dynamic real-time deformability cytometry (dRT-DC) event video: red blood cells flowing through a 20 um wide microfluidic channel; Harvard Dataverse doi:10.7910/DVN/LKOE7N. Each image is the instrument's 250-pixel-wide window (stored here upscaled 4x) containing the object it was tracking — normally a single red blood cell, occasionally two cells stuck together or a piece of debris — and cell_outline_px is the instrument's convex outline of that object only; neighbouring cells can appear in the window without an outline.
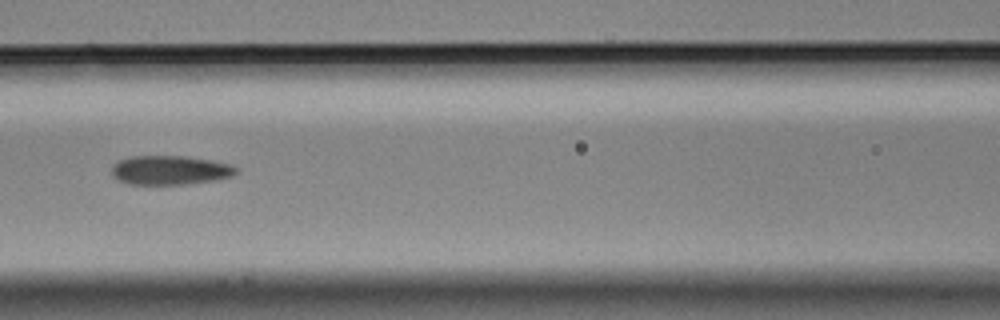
{"species": "Egyptian fruit bat (a non-hibernating species)", "species_latin": "Rousettus aegyptiacus", "temperature_condition": "cold", "stored_images_in_passage": 13, "camera_frame_rate_fps": 3000, "um_per_image_px": 0.085, "animal": {"sex": "male"}, "frame": {"image": 1, "passage_image": 6, "time_ms": 1.667, "image_size_px": [1000, 320], "cell_outline_px": [[240, 168], [232, 176], [212, 180], [184, 184], [128, 184], [116, 180], [112, 176], [112, 164], [116, 160], [128, 156], [188, 156], [212, 160], [232, 164]], "centroid_in_image_um": [14.41, 14.45], "position_along_channel_um": 152.2, "area_um2": 21.44}}
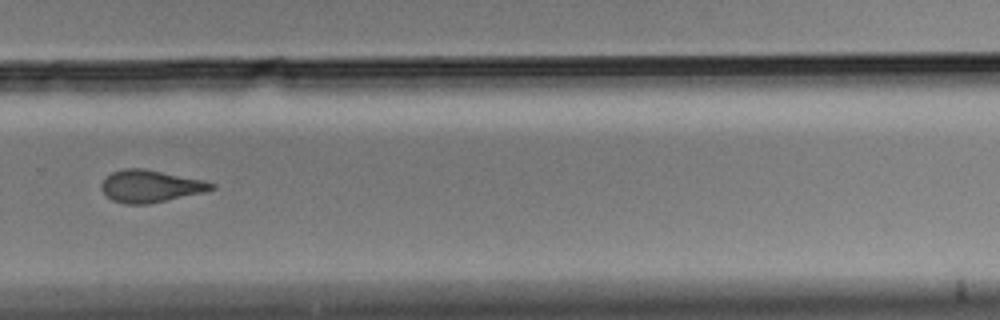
{"frame": {"image": 2, "passage_image": 10, "time_ms": 3.0, "image_size_px": [1000, 320], "cell_outline_px": [[216, 188], [204, 192], [148, 204], [124, 204], [112, 200], [100, 188], [100, 184], [112, 172], [124, 168], [144, 168], [204, 180], [216, 184]], "centroid_in_image_um": [12.8, 15.82], "position_along_channel_um": 317.0, "area_um2": 20.63}}
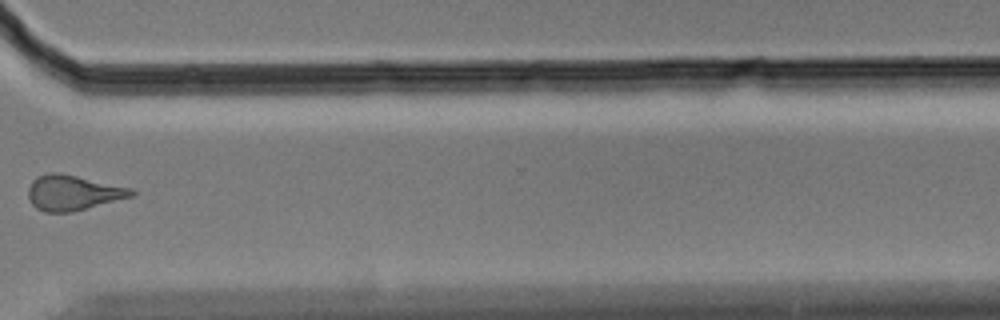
{"frame": {"image": 3, "passage_image": 11, "time_ms": 3.333, "image_size_px": [1000, 320], "cell_outline_px": [[136, 196], [72, 212], [44, 212], [36, 208], [32, 204], [28, 196], [28, 188], [32, 180], [36, 176], [48, 172], [60, 172], [132, 188], [136, 192]], "centroid_in_image_um": [6.22, 16.37], "position_along_channel_um": 364.4, "area_um2": 21.5}}